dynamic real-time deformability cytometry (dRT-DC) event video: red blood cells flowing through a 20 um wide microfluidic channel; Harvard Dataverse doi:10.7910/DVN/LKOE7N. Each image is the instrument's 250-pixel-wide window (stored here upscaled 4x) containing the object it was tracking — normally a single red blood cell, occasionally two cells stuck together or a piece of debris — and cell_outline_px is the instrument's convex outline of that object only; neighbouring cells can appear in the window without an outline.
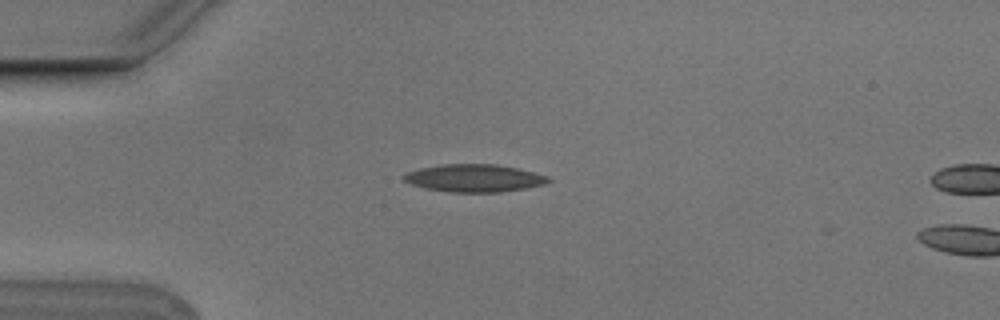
{"species": "Egyptian fruit bat (a non-hibernating species)", "species_latin": "Rousettus aegyptiacus", "temperature_condition": "cold", "stored_images_in_passage": 5, "camera_frame_rate_fps": 3000, "um_per_image_px": 0.085, "animal": {"sex": "male"}, "frame": {"image": 1, "passage_image": 4, "time_ms": 1.0, "image_size_px": [1000, 320], "cell_outline_px": [[552, 180], [544, 184], [524, 188], [500, 192], [452, 192], [428, 188], [412, 184], [404, 180], [404, 176], [408, 172], [420, 168], [440, 164], [496, 164], [516, 168], [548, 176]], "centroid_in_image_um": [40.33, 15.13], "position_along_channel_um": 44.7, "area_um2": 22.89}}